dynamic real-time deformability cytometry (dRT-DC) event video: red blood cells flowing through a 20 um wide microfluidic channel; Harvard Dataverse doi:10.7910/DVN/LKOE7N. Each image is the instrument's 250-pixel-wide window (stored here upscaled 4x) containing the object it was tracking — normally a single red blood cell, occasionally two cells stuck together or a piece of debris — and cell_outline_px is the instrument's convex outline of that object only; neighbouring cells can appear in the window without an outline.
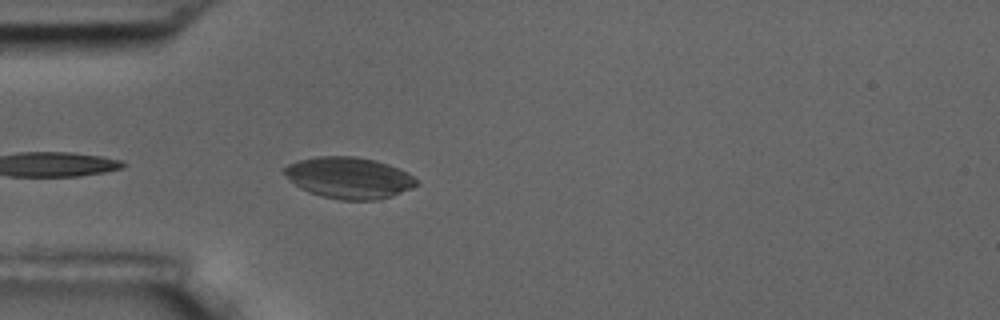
{"species": "common noctule bat (a hibernating species)", "species_latin": "Nyctalus noctula", "temperature_condition": "room temperature", "stored_images_in_passage": 5, "camera_frame_rate_fps": 3000, "um_per_image_px": 0.085, "animal": {"sex": "male", "body_mass_g": 17.5, "forearm_length_mm": 52.3}, "frame": {"image": 1, "passage_image": 5, "time_ms": 4.667, "image_size_px": [1000, 320], "cell_outline_px": [[420, 184], [412, 188], [392, 196], [376, 200], [340, 200], [320, 196], [308, 192], [300, 188], [288, 180], [284, 172], [284, 168], [288, 164], [300, 160], [316, 156], [356, 156], [376, 160], [388, 164], [412, 176]], "centroid_in_image_um": [29.63, 15.12], "position_along_channel_um": 55.4, "area_um2": 31.91}}